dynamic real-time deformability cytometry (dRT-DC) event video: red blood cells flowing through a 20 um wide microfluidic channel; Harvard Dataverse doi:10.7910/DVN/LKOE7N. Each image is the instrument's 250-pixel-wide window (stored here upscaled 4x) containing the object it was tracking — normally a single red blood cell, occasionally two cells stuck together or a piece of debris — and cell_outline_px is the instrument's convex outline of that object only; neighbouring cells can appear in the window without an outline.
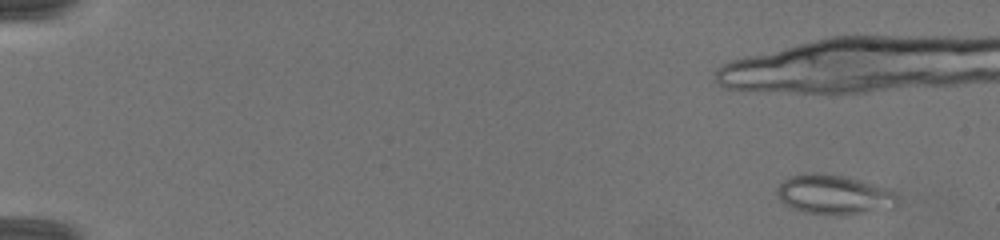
{"species": "common noctule bat (a hibernating species)", "species_latin": "Nyctalus noctula", "temperature_condition": "warm", "stored_images_in_passage": 20, "camera_frame_rate_fps": 3000, "um_per_image_px": 0.085, "animal": {"sex": "female", "body_mass_g": 19.5, "forearm_length_mm": 54.1}, "frame": {"image": 1, "passage_image": 4, "time_ms": 1.0, "image_size_px": [1000, 240], "cell_outline_px": [[896, 208], [836, 216], [804, 212], [784, 204], [780, 200], [776, 192], [776, 188], [784, 180], [792, 176], [804, 172], [812, 172], [844, 176], [860, 180], [896, 192]], "centroid_in_image_um": [70.87, 16.55], "position_along_channel_um": 14.1, "area_um2": 27.8}}